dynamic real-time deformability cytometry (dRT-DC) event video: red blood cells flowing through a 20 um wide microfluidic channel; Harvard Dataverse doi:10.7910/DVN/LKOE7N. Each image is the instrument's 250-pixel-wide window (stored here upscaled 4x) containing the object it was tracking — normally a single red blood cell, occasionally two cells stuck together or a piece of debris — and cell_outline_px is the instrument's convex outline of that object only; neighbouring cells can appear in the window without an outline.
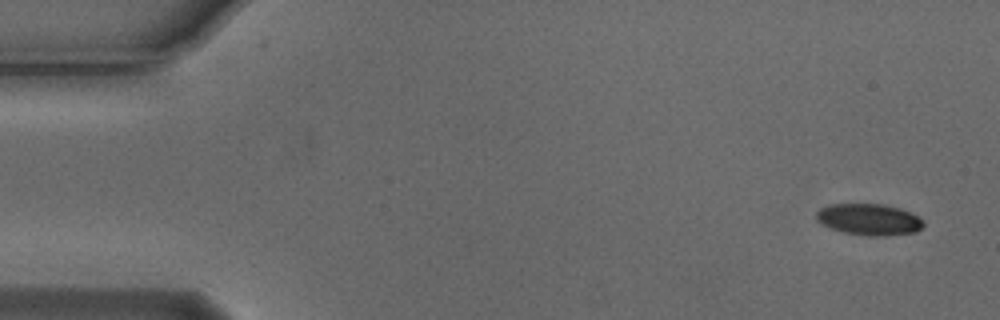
{"species": "Egyptian fruit bat (a non-hibernating species)", "species_latin": "Rousettus aegyptiacus", "temperature_condition": "cold", "stored_images_in_passage": 4, "camera_frame_rate_fps": 3000, "um_per_image_px": 0.085, "animal": {"sex": "male"}, "frame": {"image": 1, "passage_image": 1, "time_ms": 0.0, "image_size_px": [1000, 320], "cell_outline_px": [[924, 224], [916, 232], [888, 236], [868, 236], [840, 232], [820, 224], [816, 220], [816, 212], [820, 208], [832, 204], [884, 204], [900, 208], [924, 220]], "centroid_in_image_um": [73.84, 18.66], "position_along_channel_um": 11.2, "area_um2": 19.83}}
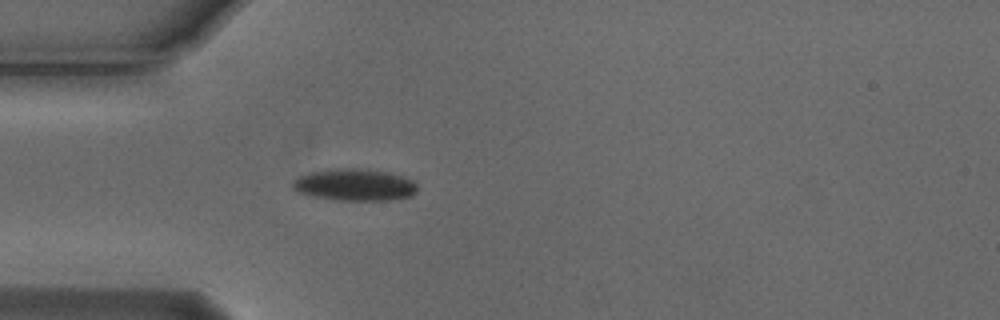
{"frame": {"image": 2, "passage_image": 4, "time_ms": 1.0, "image_size_px": [1000, 320], "cell_outline_px": [[416, 192], [412, 196], [388, 200], [336, 200], [296, 192], [292, 188], [292, 180], [308, 172], [336, 168], [356, 168], [388, 172], [412, 180], [416, 184]], "centroid_in_image_um": [30.11, 15.7], "position_along_channel_um": 54.9, "area_um2": 23.12}}